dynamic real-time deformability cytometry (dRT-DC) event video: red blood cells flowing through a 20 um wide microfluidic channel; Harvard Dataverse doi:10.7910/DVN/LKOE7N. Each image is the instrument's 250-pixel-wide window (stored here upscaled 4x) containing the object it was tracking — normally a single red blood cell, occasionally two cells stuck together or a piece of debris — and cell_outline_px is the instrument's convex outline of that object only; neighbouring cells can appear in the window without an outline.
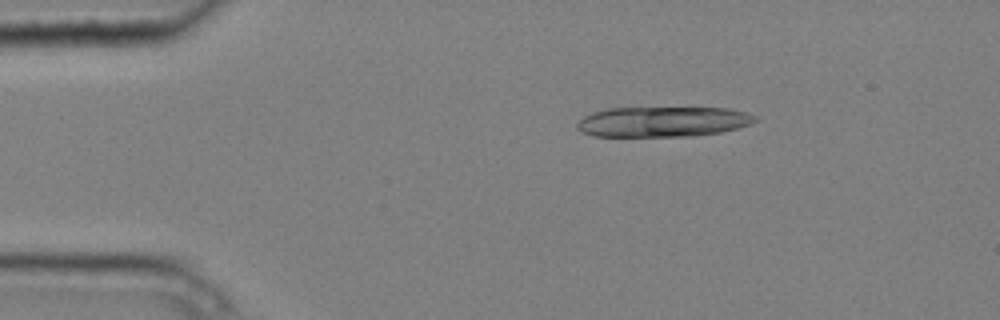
{"species": "common noctule bat (a hibernating species)", "species_latin": "Nyctalus noctula", "temperature_condition": "cold", "stored_images_in_passage": 15, "segment_of_instrument_passage": [1, 2], "camera_frame_rate_fps": 3000, "um_per_image_px": 0.085, "animal": {"sex": "male", "body_mass_g": 20.4}, "frame": {"image": 1, "passage_image": 3, "time_ms": 0.667, "image_size_px": [1000, 320], "cell_outline_px": [[760, 120], [752, 124], [720, 132], [692, 136], [592, 136], [580, 132], [576, 128], [576, 124], [584, 116], [592, 112], [608, 108], [728, 108], [744, 112], [756, 116]], "centroid_in_image_um": [56.32, 10.34], "position_along_channel_um": 28.7, "area_um2": 31.5}}